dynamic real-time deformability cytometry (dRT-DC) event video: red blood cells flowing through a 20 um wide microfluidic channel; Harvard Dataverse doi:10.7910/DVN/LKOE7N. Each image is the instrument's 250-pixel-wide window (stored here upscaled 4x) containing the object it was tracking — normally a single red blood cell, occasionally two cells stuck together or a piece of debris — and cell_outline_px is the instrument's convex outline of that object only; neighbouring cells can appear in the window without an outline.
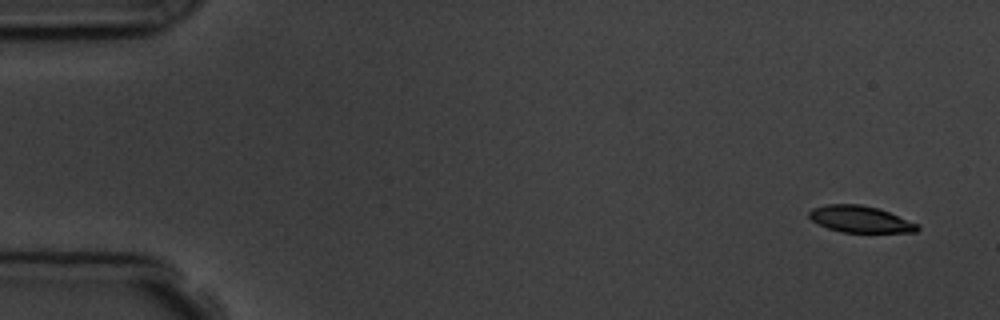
{"species": "common noctule bat (a hibernating species)", "species_latin": "Nyctalus noctula", "temperature_condition": "room temperature", "stored_images_in_passage": 4, "camera_frame_rate_fps": 3000, "um_per_image_px": 0.085, "animal": {"sex": "male", "body_mass_g": 19.5, "forearm_length_mm": 54.6}, "frame": {"image": 1, "passage_image": 1, "time_ms": 0.0, "image_size_px": [1000, 320], "cell_outline_px": [[920, 228], [916, 232], [840, 232], [828, 228], [812, 220], [808, 216], [808, 212], [812, 208], [828, 204], [860, 204], [880, 208], [920, 224]], "centroid_in_image_um": [73.16, 18.62], "position_along_channel_um": 11.8, "area_um2": 16.94}}
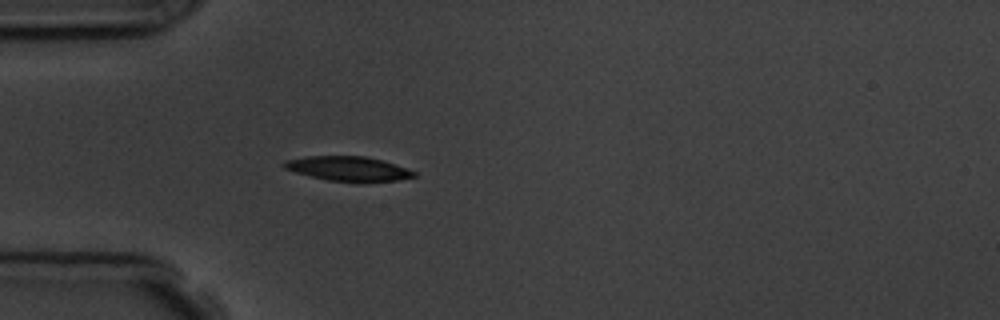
{"frame": {"image": 2, "passage_image": 4, "time_ms": 4.333, "image_size_px": [1000, 320], "cell_outline_px": [[416, 176], [396, 180], [360, 184], [328, 180], [296, 172], [284, 168], [284, 160], [304, 156], [364, 156], [380, 160], [416, 172]], "centroid_in_image_um": [29.58, 14.36], "position_along_channel_um": 55.4, "area_um2": 18.67}}